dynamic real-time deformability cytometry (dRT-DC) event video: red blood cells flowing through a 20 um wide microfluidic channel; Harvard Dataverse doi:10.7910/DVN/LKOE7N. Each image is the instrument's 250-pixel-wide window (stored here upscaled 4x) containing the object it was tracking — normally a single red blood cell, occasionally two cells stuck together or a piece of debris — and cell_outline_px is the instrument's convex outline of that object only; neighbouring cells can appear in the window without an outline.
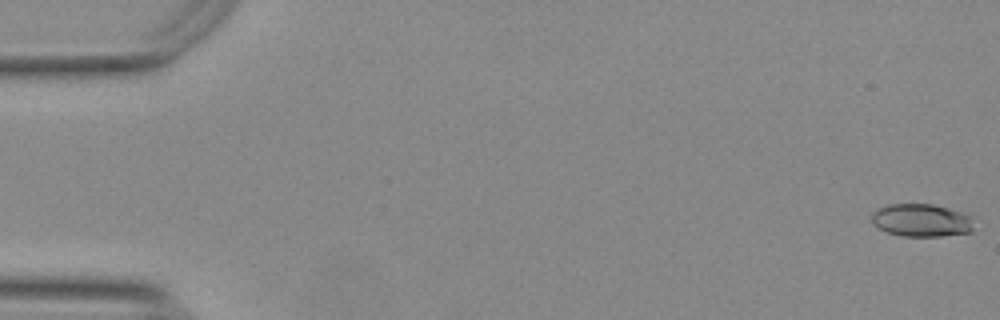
{"species": "Egyptian fruit bat (a non-hibernating species)", "species_latin": "Rousettus aegyptiacus", "temperature_condition": "warm", "stored_images_in_passage": 55, "camera_frame_rate_fps": 3000, "um_per_image_px": 0.085, "animal": {"sex": "female"}, "frame": {"image": 1, "passage_image": 1, "time_ms": 0.0, "image_size_px": [1000, 320], "cell_outline_px": [[972, 232], [940, 236], [904, 236], [888, 232], [876, 228], [872, 224], [872, 212], [888, 204], [932, 204], [948, 208], [972, 216]], "centroid_in_image_um": [78.3, 18.72], "position_along_channel_um": 6.7, "area_um2": 19.54}}
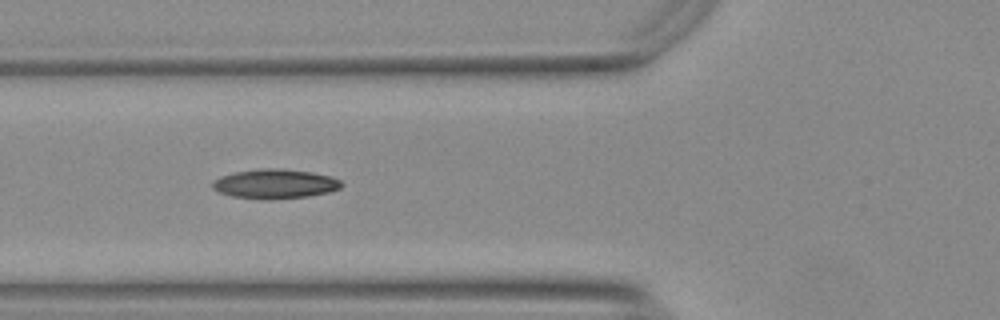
{"frame": {"image": 2, "passage_image": 21, "time_ms": 6.667, "image_size_px": [1000, 320], "cell_outline_px": [[344, 184], [340, 188], [328, 192], [308, 196], [272, 200], [260, 200], [232, 196], [220, 192], [212, 188], [212, 184], [220, 176], [232, 172], [260, 168], [280, 168], [312, 172], [332, 176], [340, 180]], "centroid_in_image_um": [23.38, 15.63], "position_along_channel_um": 102.4, "area_um2": 22.43}}
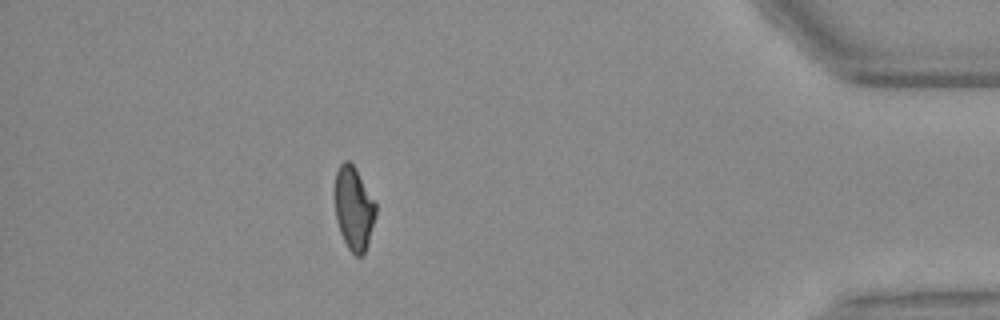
{"frame": {"image": 3, "passage_image": 49, "time_ms": 16.0, "image_size_px": [1000, 320], "cell_outline_px": [[376, 216], [368, 244], [364, 256], [356, 256], [348, 248], [340, 232], [336, 220], [336, 172], [340, 164], [344, 160], [348, 160], [356, 168], [376, 204]], "centroid_in_image_um": [30.09, 17.74], "position_along_channel_um": 405.1, "area_um2": 19.77}, "authors_computed_cell_mechanics": {"area_um2": 20.4612, "velocity_mm_per_s": 3.757, "shape_relaxation_time_tau1_ms": 9.1295, "shape_relaxation_time_tau2_ms": 5.0062, "deformation_change_tau1": 0.2273, "deformation_change_tau2": 0.1}}